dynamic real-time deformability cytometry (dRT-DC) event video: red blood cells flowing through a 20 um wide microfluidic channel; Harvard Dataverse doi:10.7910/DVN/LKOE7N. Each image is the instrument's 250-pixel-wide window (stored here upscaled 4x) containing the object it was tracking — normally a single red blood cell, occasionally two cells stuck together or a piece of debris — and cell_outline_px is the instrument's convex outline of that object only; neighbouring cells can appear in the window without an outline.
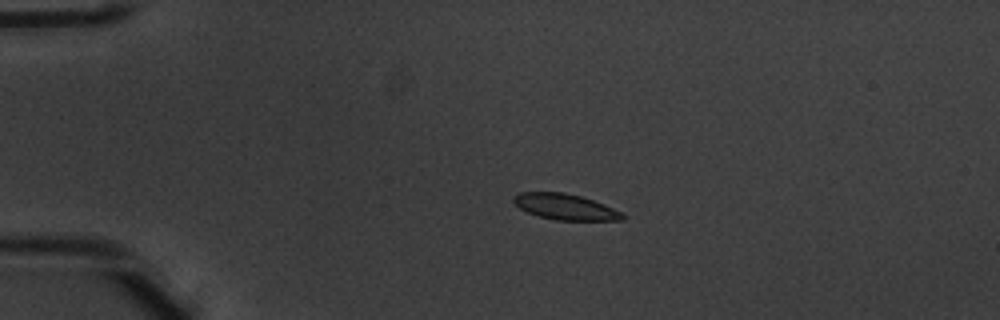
{"species": "common noctule bat (a hibernating species)", "species_latin": "Nyctalus noctula", "temperature_condition": "warm", "stored_images_in_passage": 6, "camera_frame_rate_fps": 3000, "um_per_image_px": 0.085, "animal": {"sex": "male", "body_mass_g": 20.1, "forearm_length_mm": 53.5}, "frame": {"image": 1, "passage_image": 4, "time_ms": 1.0, "image_size_px": [1000, 320], "cell_outline_px": [[624, 220], [556, 220], [540, 216], [528, 212], [520, 208], [512, 200], [512, 196], [520, 192], [564, 192], [580, 196], [604, 204], [624, 212]], "centroid_in_image_um": [48.06, 17.57], "position_along_channel_um": 36.9, "area_um2": 16.36}}